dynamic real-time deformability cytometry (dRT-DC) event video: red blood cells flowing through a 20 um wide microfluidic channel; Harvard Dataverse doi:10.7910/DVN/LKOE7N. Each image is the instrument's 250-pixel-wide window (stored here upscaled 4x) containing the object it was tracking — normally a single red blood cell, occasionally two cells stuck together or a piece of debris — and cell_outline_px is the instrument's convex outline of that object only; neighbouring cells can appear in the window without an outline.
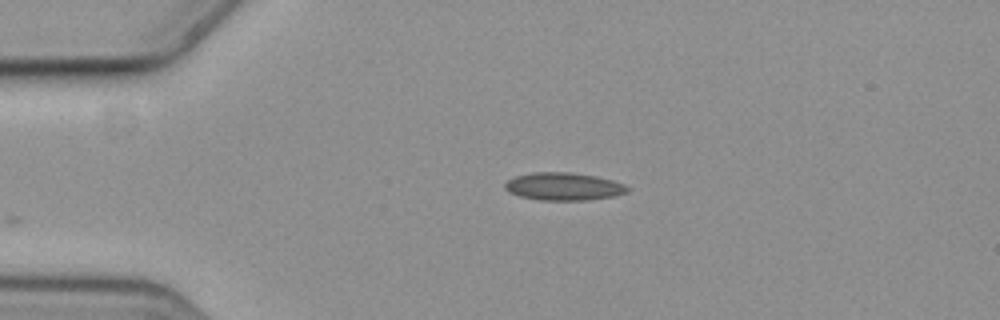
{"species": "common noctule bat (a hibernating species)", "species_latin": "Nyctalus noctula", "temperature_condition": "cold", "stored_images_in_passage": 32, "camera_frame_rate_fps": 3000, "um_per_image_px": 0.085, "animal": {"sex": "female", "body_mass_g": 19.3, "forearm_length_mm": 54.1}, "frame": {"image": 1, "passage_image": 1, "time_ms": 0.0, "image_size_px": [1000, 320], "cell_outline_px": [[628, 192], [612, 196], [584, 200], [540, 200], [520, 196], [508, 192], [504, 188], [504, 184], [508, 180], [516, 176], [536, 172], [568, 172], [596, 176], [612, 180], [624, 184], [628, 188]], "centroid_in_image_um": [47.88, 15.85], "position_along_channel_um": 37.1, "area_um2": 19.59}}
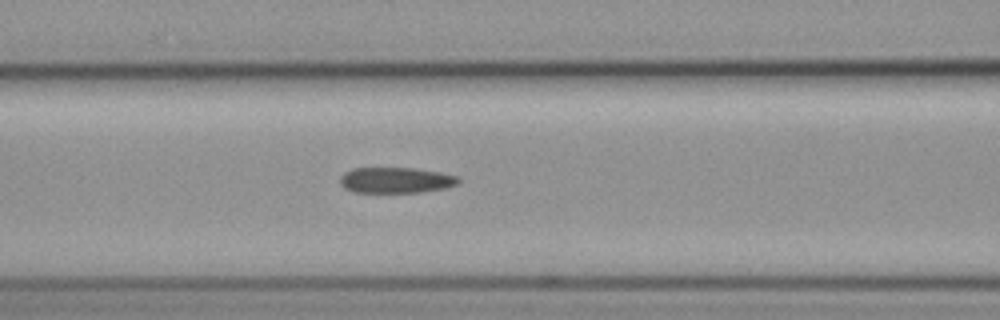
{"frame": {"image": 2, "passage_image": 12, "time_ms": 3.667, "image_size_px": [1000, 320], "cell_outline_px": [[460, 180], [456, 184], [448, 188], [420, 192], [356, 192], [344, 188], [340, 184], [340, 176], [344, 172], [352, 168], [412, 168], [440, 172], [460, 176]], "centroid_in_image_um": [33.66, 15.31], "position_along_channel_um": 132.9, "area_um2": 17.86}}
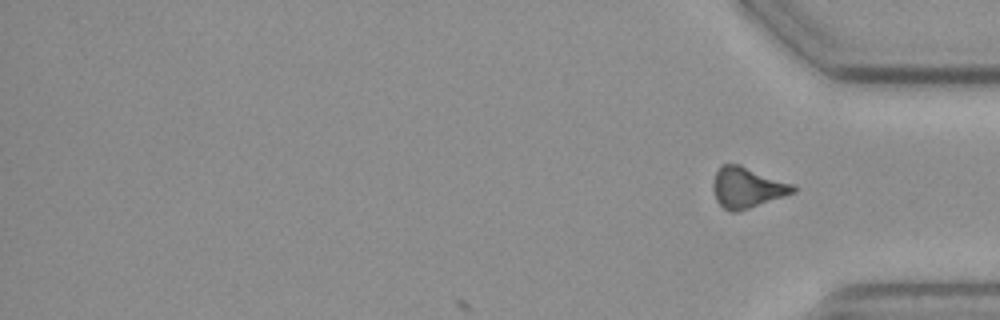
{"frame": {"image": 3, "passage_image": 32, "time_ms": 10.333, "image_size_px": [1000, 320], "cell_outline_px": [[796, 192], [736, 212], [728, 212], [716, 200], [712, 188], [712, 184], [716, 172], [720, 164], [740, 164], [796, 184]], "centroid_in_image_um": [63.51, 15.92], "position_along_channel_um": 371.7, "area_um2": 19.19}, "authors_computed_cell_mechanics": {"area_um2": 18.6405, "velocity_mm_per_s": 3.6127, "shape_relaxation_time_tau1_ms": null, "shape_relaxation_time_tau2_ms": 7.603, "deformation_change_tau1": null, "deformation_change_tau2": 0.1773}}